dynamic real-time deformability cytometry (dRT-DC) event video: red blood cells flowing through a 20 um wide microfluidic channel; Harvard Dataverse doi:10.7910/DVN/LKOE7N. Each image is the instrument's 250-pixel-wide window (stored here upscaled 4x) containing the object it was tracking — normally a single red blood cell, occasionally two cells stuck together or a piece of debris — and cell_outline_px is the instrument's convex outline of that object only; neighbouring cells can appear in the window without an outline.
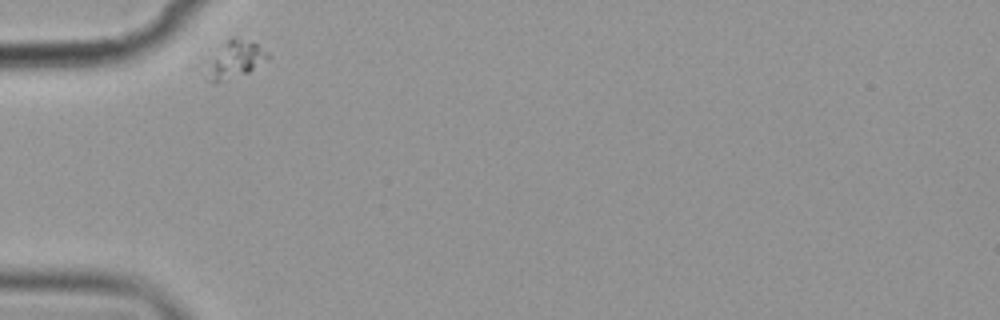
{"species": "common noctule bat (a hibernating species)", "species_latin": "Nyctalus noctula", "temperature_condition": "cold", "stored_images_in_passage": 35, "camera_frame_rate_fps": 3000, "um_per_image_px": 0.085, "animal": {"sex": "female", "body_mass_g": 19.9}, "frame": {"image": 1, "passage_image": 1, "time_ms": 0.0, "image_size_px": [1000, 320], "cell_outline_px": [[268, 60], [248, 72], [212, 84], [204, 68], [228, 40], [232, 36], [236, 36], [256, 44], [268, 52]], "centroid_in_image_um": [20.0, 5.07], "position_along_channel_um": 65.0, "area_um2": 12.77}}
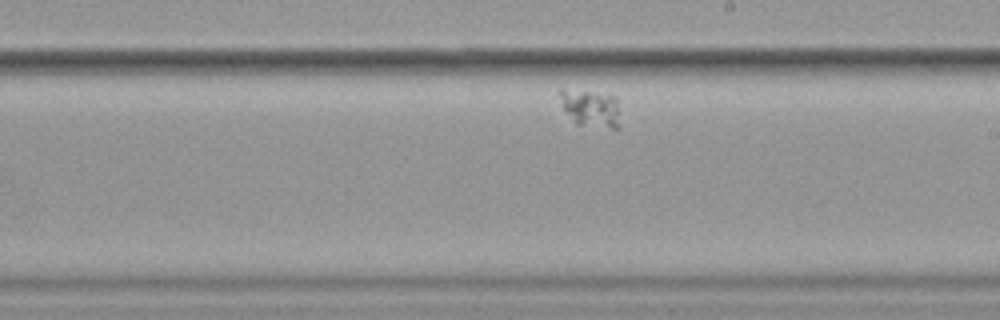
{"frame": {"image": 2, "passage_image": 20, "time_ms": 6.333, "image_size_px": [1000, 320], "cell_outline_px": [[620, 128], [612, 128], [576, 124], [572, 120], [564, 108], [560, 96], [560, 88], [616, 96]], "centroid_in_image_um": [50.23, 9.21], "position_along_channel_um": 238.8, "area_um2": 12.77}}
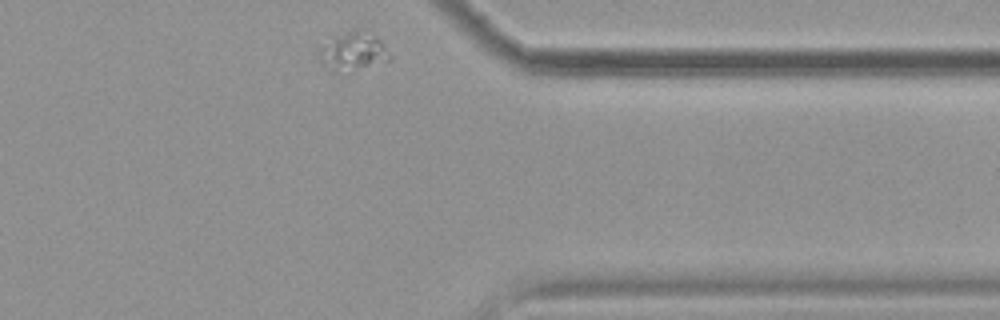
{"frame": {"image": 3, "passage_image": 35, "time_ms": 11.333, "image_size_px": [1000, 320], "cell_outline_px": [[392, 60], [332, 72], [320, 60], [320, 48], [336, 36], [352, 28], [360, 28], [380, 40], [392, 56]], "centroid_in_image_um": [30.04, 4.32], "position_along_channel_um": 381.4, "area_um2": 15.09}}